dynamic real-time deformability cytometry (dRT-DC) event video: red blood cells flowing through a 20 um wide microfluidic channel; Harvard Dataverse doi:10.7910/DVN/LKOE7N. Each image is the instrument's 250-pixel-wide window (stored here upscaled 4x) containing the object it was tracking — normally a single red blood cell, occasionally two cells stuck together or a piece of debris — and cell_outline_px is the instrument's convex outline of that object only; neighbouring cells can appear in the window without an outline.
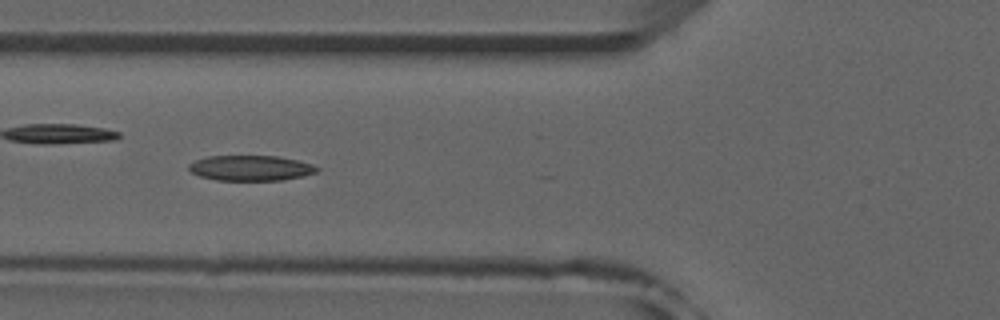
{"species": "common noctule bat (a hibernating species)", "species_latin": "Nyctalus noctula", "temperature_condition": "room temperature", "stored_images_in_passage": 26, "camera_frame_rate_fps": 3000, "um_per_image_px": 0.085, "animal": {"sex": "male", "forearm_length_mm": 52.5}, "frame": {"image": 1, "passage_image": 18, "time_ms": 5.667, "image_size_px": [1000, 320], "cell_outline_px": [[320, 168], [316, 172], [304, 176], [284, 180], [216, 180], [200, 176], [192, 172], [188, 168], [188, 164], [196, 160], [208, 156], [276, 156], [296, 160], [312, 164]], "centroid_in_image_um": [21.32, 14.28], "position_along_channel_um": 104.5, "area_um2": 18.84}}